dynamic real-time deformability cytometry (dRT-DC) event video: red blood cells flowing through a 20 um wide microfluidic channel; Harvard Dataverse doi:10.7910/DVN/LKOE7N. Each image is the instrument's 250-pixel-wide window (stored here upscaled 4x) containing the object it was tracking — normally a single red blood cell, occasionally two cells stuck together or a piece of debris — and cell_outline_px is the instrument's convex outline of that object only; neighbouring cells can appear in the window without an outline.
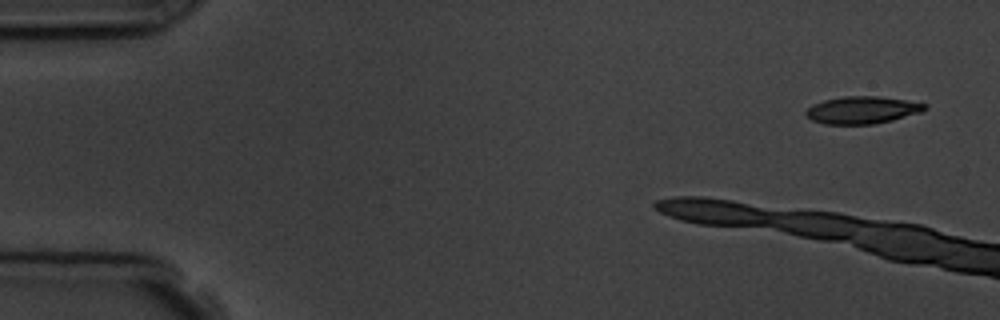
{"species": "common noctule bat (a hibernating species)", "species_latin": "Nyctalus noctula", "temperature_condition": "room temperature", "stored_images_in_passage": 6, "camera_frame_rate_fps": 3000, "um_per_image_px": 0.085, "animal": {"sex": "male", "body_mass_g": 19.5, "forearm_length_mm": 54.6}, "frame": {"image": 1, "passage_image": 1, "time_ms": 0.0, "image_size_px": [1000, 320], "cell_outline_px": [[928, 108], [920, 112], [892, 120], [872, 124], [824, 124], [812, 120], [804, 112], [812, 104], [824, 100], [844, 96], [876, 96], [904, 100], [928, 104]], "centroid_in_image_um": [73.27, 9.35], "position_along_channel_um": 11.7, "area_um2": 18.79}}